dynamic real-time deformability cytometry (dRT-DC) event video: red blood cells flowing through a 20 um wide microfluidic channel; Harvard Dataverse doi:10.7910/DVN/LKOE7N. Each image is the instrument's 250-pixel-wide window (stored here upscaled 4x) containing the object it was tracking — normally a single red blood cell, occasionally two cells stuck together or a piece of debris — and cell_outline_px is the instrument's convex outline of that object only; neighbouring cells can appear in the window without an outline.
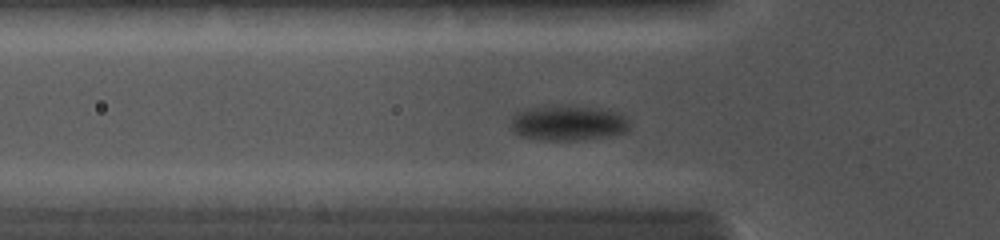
{"species": "common noctule bat (a hibernating species)", "species_latin": "Nyctalus noctula", "temperature_condition": "cold", "stored_images_in_passage": 22, "camera_frame_rate_fps": 5000, "um_per_image_px": 0.085, "animal": {"sex": "female", "body_mass_g": 19.0, "forearm_length_mm": 56.7}, "frame": {"image": 1, "passage_image": 4, "time_ms": 1.6, "image_size_px": [1000, 240], "cell_outline_px": [[628, 128], [624, 132], [608, 136], [576, 140], [544, 140], [520, 136], [512, 132], [512, 116], [516, 112], [528, 108], [560, 104], [572, 104], [604, 108], [620, 112], [628, 120]], "centroid_in_image_um": [48.28, 10.41], "position_along_channel_um": 77.5, "area_um2": 24.91}}
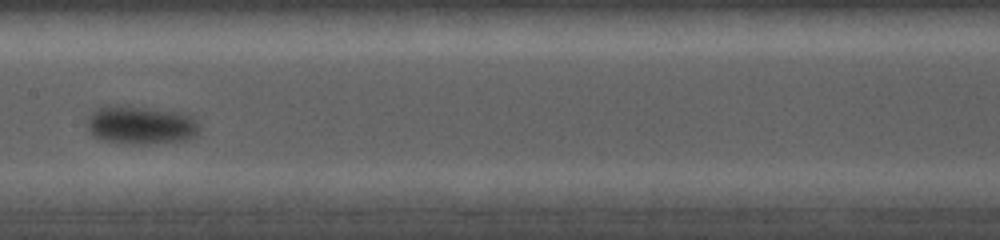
{"frame": {"image": 2, "passage_image": 9, "time_ms": 4.4, "image_size_px": [1000, 240], "cell_outline_px": [[200, 128], [192, 136], [184, 140], [148, 144], [140, 144], [104, 140], [92, 136], [88, 132], [88, 120], [92, 112], [96, 108], [104, 104], [120, 104], [184, 112], [196, 120], [200, 124]], "centroid_in_image_um": [11.94, 10.59], "position_along_channel_um": 195.5, "area_um2": 25.43}}
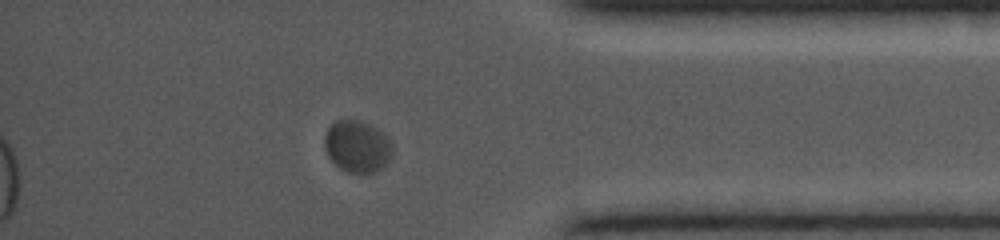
{"frame": {"image": 3, "passage_image": 22, "time_ms": 9.6, "image_size_px": [1000, 240], "cell_outline_px": [[392, 152], [388, 160], [376, 172], [348, 172], [340, 168], [328, 156], [324, 144], [324, 132], [336, 120], [360, 120], [376, 128], [388, 136], [392, 144]], "centroid_in_image_um": [30.35, 12.42], "position_along_channel_um": 404.8, "area_um2": 20.35}}